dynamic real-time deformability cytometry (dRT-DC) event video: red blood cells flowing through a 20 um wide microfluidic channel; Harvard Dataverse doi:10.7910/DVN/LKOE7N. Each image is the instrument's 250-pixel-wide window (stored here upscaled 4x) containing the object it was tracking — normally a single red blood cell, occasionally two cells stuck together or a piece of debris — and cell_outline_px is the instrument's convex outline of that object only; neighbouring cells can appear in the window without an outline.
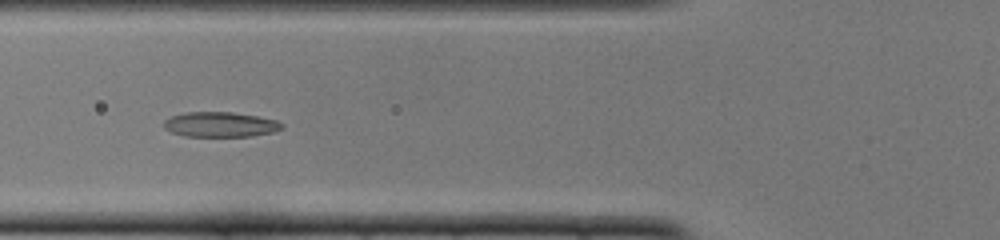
{"species": "common noctule bat (a hibernating species)", "species_latin": "Nyctalus noctula", "temperature_condition": "cold", "stored_images_in_passage": 51, "camera_frame_rate_fps": 3000, "um_per_image_px": 0.085, "animal": {"sex": "female", "body_mass_g": 22.0, "forearm_length_mm": 56.7}, "frame": {"image": 1, "passage_image": 19, "time_ms": 6.0, "image_size_px": [1000, 240], "cell_outline_px": [[284, 124], [280, 128], [272, 132], [252, 136], [184, 136], [172, 132], [164, 128], [164, 120], [172, 116], [184, 112], [232, 112], [256, 116], [276, 120]], "centroid_in_image_um": [18.69, 10.58], "position_along_channel_um": 107.1, "area_um2": 17.05}}
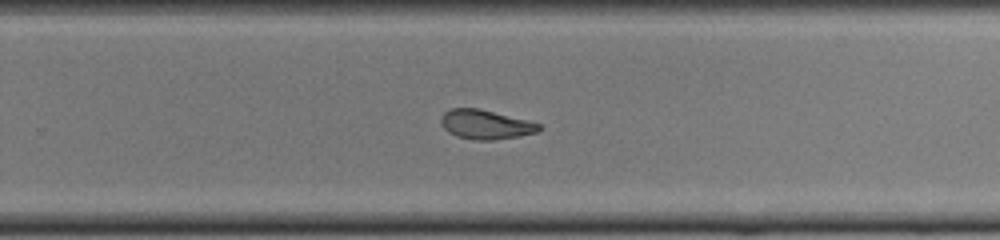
{"frame": {"image": 2, "passage_image": 33, "time_ms": 10.667, "image_size_px": [1000, 240], "cell_outline_px": [[540, 128], [536, 132], [516, 136], [492, 140], [472, 140], [456, 136], [448, 132], [444, 128], [440, 120], [440, 116], [444, 112], [452, 108], [480, 108], [540, 124]], "centroid_in_image_um": [41.2, 10.58], "position_along_channel_um": 288.6, "area_um2": 16.53}}
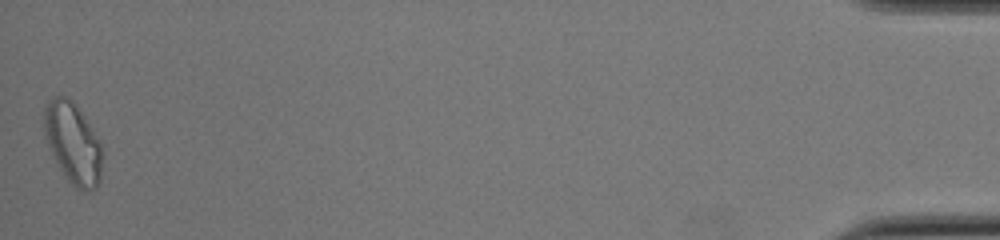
{"frame": {"image": 3, "passage_image": 51, "time_ms": 16.667, "image_size_px": [1000, 240], "cell_outline_px": [[104, 152], [100, 180], [96, 188], [88, 192], [84, 192], [76, 188], [68, 180], [60, 168], [52, 152], [44, 132], [44, 108], [48, 100], [56, 96], [64, 96], [84, 116], [100, 140]], "centroid_in_image_um": [6.25, 12.22], "position_along_channel_um": 429.0, "area_um2": 27.22}, "authors_computed_cell_mechanics": {"area_um2": 17.7446, "velocity_mm_per_s": 3.8999, "shape_relaxation_time_tau1_ms": null, "shape_relaxation_time_tau2_ms": 3.157, "deformation_change_tau1": null, "deformation_change_tau2": 0.0924}}